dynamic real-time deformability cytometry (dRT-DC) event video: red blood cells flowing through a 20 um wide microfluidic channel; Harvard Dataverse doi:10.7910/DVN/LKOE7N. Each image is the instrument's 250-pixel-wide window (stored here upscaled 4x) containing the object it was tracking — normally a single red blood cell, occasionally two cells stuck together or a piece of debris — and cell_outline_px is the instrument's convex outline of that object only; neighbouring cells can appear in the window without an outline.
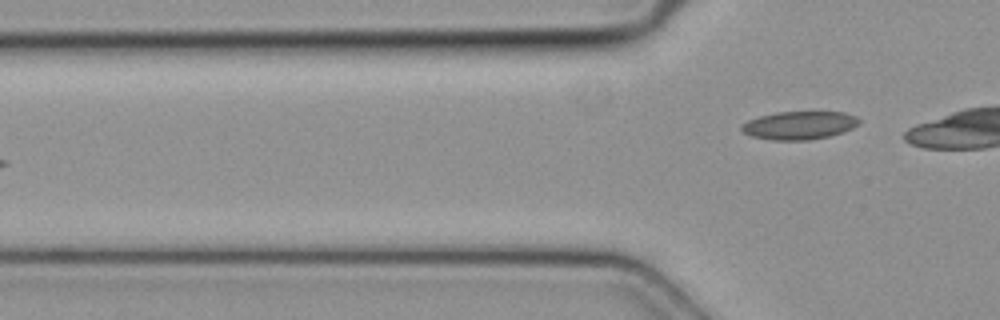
{"species": "common noctule bat (a hibernating species)", "species_latin": "Nyctalus noctula", "temperature_condition": "cold", "stored_images_in_passage": 2, "camera_frame_rate_fps": 3000, "um_per_image_px": 0.085, "animal": {"sex": "female", "body_mass_g": 19.3, "forearm_length_mm": 54.1}, "frame": {"image": 1, "passage_image": 2, "time_ms": 0.333, "image_size_px": [1000, 320], "cell_outline_px": [[860, 124], [844, 132], [828, 136], [808, 140], [772, 140], [752, 136], [744, 132], [740, 128], [748, 120], [760, 116], [776, 112], [844, 112], [856, 116], [860, 120]], "centroid_in_image_um": [67.97, 10.65], "position_along_channel_um": 57.8, "area_um2": 19.19}}